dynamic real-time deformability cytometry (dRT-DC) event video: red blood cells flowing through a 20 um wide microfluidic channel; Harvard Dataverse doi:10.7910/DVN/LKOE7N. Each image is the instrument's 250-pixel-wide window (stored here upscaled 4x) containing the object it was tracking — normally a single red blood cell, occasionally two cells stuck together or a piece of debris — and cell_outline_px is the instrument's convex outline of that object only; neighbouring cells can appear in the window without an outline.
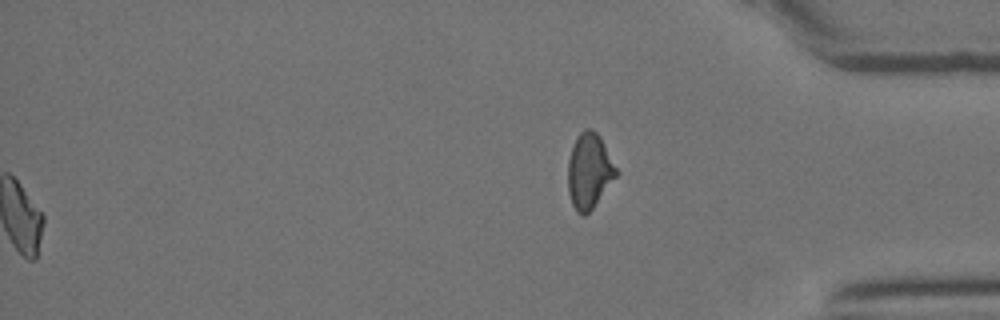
{"species": "Egyptian fruit bat (a non-hibernating species)", "species_latin": "Rousettus aegyptiacus", "temperature_condition": "room temperature", "stored_images_in_passage": 33, "segment_of_instrument_passage": [2, 2], "camera_frame_rate_fps": 3000, "um_per_image_px": 0.085, "animal": {"sex": "female"}, "frame": {"image": 1, "passage_image": 33, "time_ms": 10.667, "image_size_px": [1000, 320], "cell_outline_px": [[620, 172], [592, 208], [584, 216], [580, 216], [576, 212], [572, 204], [568, 192], [568, 160], [572, 148], [580, 132], [584, 128], [592, 128], [596, 132]], "centroid_in_image_um": [50.08, 14.56], "position_along_channel_um": 385.1, "area_um2": 21.04}}